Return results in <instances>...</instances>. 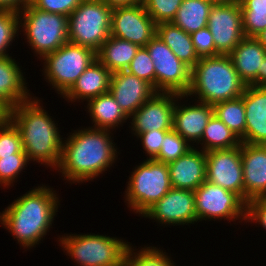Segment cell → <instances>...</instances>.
<instances>
[{
    "label": "cell",
    "instance_id": "cell-1",
    "mask_svg": "<svg viewBox=\"0 0 266 266\" xmlns=\"http://www.w3.org/2000/svg\"><path fill=\"white\" fill-rule=\"evenodd\" d=\"M75 131L64 140L57 170L70 183H83L107 171L118 155L110 130L88 127Z\"/></svg>",
    "mask_w": 266,
    "mask_h": 266
},
{
    "label": "cell",
    "instance_id": "cell-2",
    "mask_svg": "<svg viewBox=\"0 0 266 266\" xmlns=\"http://www.w3.org/2000/svg\"><path fill=\"white\" fill-rule=\"evenodd\" d=\"M59 198L53 189L38 186L0 212V223L24 248L39 245L58 212Z\"/></svg>",
    "mask_w": 266,
    "mask_h": 266
},
{
    "label": "cell",
    "instance_id": "cell-3",
    "mask_svg": "<svg viewBox=\"0 0 266 266\" xmlns=\"http://www.w3.org/2000/svg\"><path fill=\"white\" fill-rule=\"evenodd\" d=\"M40 104L37 97L35 99L31 96L29 100L13 107L8 112V118L20 132L28 161L33 160L56 170L61 161L64 141L57 123L52 121Z\"/></svg>",
    "mask_w": 266,
    "mask_h": 266
},
{
    "label": "cell",
    "instance_id": "cell-4",
    "mask_svg": "<svg viewBox=\"0 0 266 266\" xmlns=\"http://www.w3.org/2000/svg\"><path fill=\"white\" fill-rule=\"evenodd\" d=\"M246 86L229 55L202 57L191 69V85L186 95H198L197 101L214 105L240 97Z\"/></svg>",
    "mask_w": 266,
    "mask_h": 266
},
{
    "label": "cell",
    "instance_id": "cell-5",
    "mask_svg": "<svg viewBox=\"0 0 266 266\" xmlns=\"http://www.w3.org/2000/svg\"><path fill=\"white\" fill-rule=\"evenodd\" d=\"M78 266H124L128 242L99 234H71L58 240Z\"/></svg>",
    "mask_w": 266,
    "mask_h": 266
},
{
    "label": "cell",
    "instance_id": "cell-6",
    "mask_svg": "<svg viewBox=\"0 0 266 266\" xmlns=\"http://www.w3.org/2000/svg\"><path fill=\"white\" fill-rule=\"evenodd\" d=\"M19 18V27L23 28L29 46L40 58L69 42L67 16L45 12L27 4L19 13Z\"/></svg>",
    "mask_w": 266,
    "mask_h": 266
},
{
    "label": "cell",
    "instance_id": "cell-7",
    "mask_svg": "<svg viewBox=\"0 0 266 266\" xmlns=\"http://www.w3.org/2000/svg\"><path fill=\"white\" fill-rule=\"evenodd\" d=\"M112 9L101 0H83L68 16V40L98 52L110 36Z\"/></svg>",
    "mask_w": 266,
    "mask_h": 266
},
{
    "label": "cell",
    "instance_id": "cell-8",
    "mask_svg": "<svg viewBox=\"0 0 266 266\" xmlns=\"http://www.w3.org/2000/svg\"><path fill=\"white\" fill-rule=\"evenodd\" d=\"M135 168L127 182L125 200L133 212L143 215L172 186L165 163L147 159Z\"/></svg>",
    "mask_w": 266,
    "mask_h": 266
},
{
    "label": "cell",
    "instance_id": "cell-9",
    "mask_svg": "<svg viewBox=\"0 0 266 266\" xmlns=\"http://www.w3.org/2000/svg\"><path fill=\"white\" fill-rule=\"evenodd\" d=\"M41 59L45 79L63 96L97 57L92 49L68 42Z\"/></svg>",
    "mask_w": 266,
    "mask_h": 266
},
{
    "label": "cell",
    "instance_id": "cell-10",
    "mask_svg": "<svg viewBox=\"0 0 266 266\" xmlns=\"http://www.w3.org/2000/svg\"><path fill=\"white\" fill-rule=\"evenodd\" d=\"M145 47L154 64L155 89L186 94L191 85V69L157 35Z\"/></svg>",
    "mask_w": 266,
    "mask_h": 266
},
{
    "label": "cell",
    "instance_id": "cell-11",
    "mask_svg": "<svg viewBox=\"0 0 266 266\" xmlns=\"http://www.w3.org/2000/svg\"><path fill=\"white\" fill-rule=\"evenodd\" d=\"M194 194L197 222L207 219L246 221V203L237 194L207 180L194 191Z\"/></svg>",
    "mask_w": 266,
    "mask_h": 266
},
{
    "label": "cell",
    "instance_id": "cell-12",
    "mask_svg": "<svg viewBox=\"0 0 266 266\" xmlns=\"http://www.w3.org/2000/svg\"><path fill=\"white\" fill-rule=\"evenodd\" d=\"M207 28L210 30L217 55H229L245 37L239 1L230 4H213Z\"/></svg>",
    "mask_w": 266,
    "mask_h": 266
},
{
    "label": "cell",
    "instance_id": "cell-13",
    "mask_svg": "<svg viewBox=\"0 0 266 266\" xmlns=\"http://www.w3.org/2000/svg\"><path fill=\"white\" fill-rule=\"evenodd\" d=\"M156 34L157 24L148 15L143 3L112 9L111 36L145 47Z\"/></svg>",
    "mask_w": 266,
    "mask_h": 266
},
{
    "label": "cell",
    "instance_id": "cell-14",
    "mask_svg": "<svg viewBox=\"0 0 266 266\" xmlns=\"http://www.w3.org/2000/svg\"><path fill=\"white\" fill-rule=\"evenodd\" d=\"M206 180L237 194L244 201L241 147L206 152Z\"/></svg>",
    "mask_w": 266,
    "mask_h": 266
},
{
    "label": "cell",
    "instance_id": "cell-15",
    "mask_svg": "<svg viewBox=\"0 0 266 266\" xmlns=\"http://www.w3.org/2000/svg\"><path fill=\"white\" fill-rule=\"evenodd\" d=\"M142 217L154 219L165 226L194 224L197 222L194 191L172 187Z\"/></svg>",
    "mask_w": 266,
    "mask_h": 266
},
{
    "label": "cell",
    "instance_id": "cell-16",
    "mask_svg": "<svg viewBox=\"0 0 266 266\" xmlns=\"http://www.w3.org/2000/svg\"><path fill=\"white\" fill-rule=\"evenodd\" d=\"M176 101L177 93L157 92L129 117L132 118L133 134L138 136L152 130H172Z\"/></svg>",
    "mask_w": 266,
    "mask_h": 266
},
{
    "label": "cell",
    "instance_id": "cell-17",
    "mask_svg": "<svg viewBox=\"0 0 266 266\" xmlns=\"http://www.w3.org/2000/svg\"><path fill=\"white\" fill-rule=\"evenodd\" d=\"M109 91L128 117L158 92L151 83L126 70L111 74Z\"/></svg>",
    "mask_w": 266,
    "mask_h": 266
},
{
    "label": "cell",
    "instance_id": "cell-18",
    "mask_svg": "<svg viewBox=\"0 0 266 266\" xmlns=\"http://www.w3.org/2000/svg\"><path fill=\"white\" fill-rule=\"evenodd\" d=\"M244 202L266 197V145L241 142Z\"/></svg>",
    "mask_w": 266,
    "mask_h": 266
},
{
    "label": "cell",
    "instance_id": "cell-19",
    "mask_svg": "<svg viewBox=\"0 0 266 266\" xmlns=\"http://www.w3.org/2000/svg\"><path fill=\"white\" fill-rule=\"evenodd\" d=\"M186 94H177L175 102L173 129L188 143L201 142L208 121L214 114L213 105L197 101L195 105H177L179 98H185Z\"/></svg>",
    "mask_w": 266,
    "mask_h": 266
},
{
    "label": "cell",
    "instance_id": "cell-20",
    "mask_svg": "<svg viewBox=\"0 0 266 266\" xmlns=\"http://www.w3.org/2000/svg\"><path fill=\"white\" fill-rule=\"evenodd\" d=\"M195 148L167 164L171 186L195 191L206 180V152Z\"/></svg>",
    "mask_w": 266,
    "mask_h": 266
},
{
    "label": "cell",
    "instance_id": "cell-21",
    "mask_svg": "<svg viewBox=\"0 0 266 266\" xmlns=\"http://www.w3.org/2000/svg\"><path fill=\"white\" fill-rule=\"evenodd\" d=\"M245 143L266 145V89L247 85L243 94Z\"/></svg>",
    "mask_w": 266,
    "mask_h": 266
},
{
    "label": "cell",
    "instance_id": "cell-22",
    "mask_svg": "<svg viewBox=\"0 0 266 266\" xmlns=\"http://www.w3.org/2000/svg\"><path fill=\"white\" fill-rule=\"evenodd\" d=\"M229 57L246 85L259 84V67L266 58V49L256 37H244Z\"/></svg>",
    "mask_w": 266,
    "mask_h": 266
},
{
    "label": "cell",
    "instance_id": "cell-23",
    "mask_svg": "<svg viewBox=\"0 0 266 266\" xmlns=\"http://www.w3.org/2000/svg\"><path fill=\"white\" fill-rule=\"evenodd\" d=\"M26 84L15 59L11 56L0 57V105L7 112L31 98Z\"/></svg>",
    "mask_w": 266,
    "mask_h": 266
},
{
    "label": "cell",
    "instance_id": "cell-24",
    "mask_svg": "<svg viewBox=\"0 0 266 266\" xmlns=\"http://www.w3.org/2000/svg\"><path fill=\"white\" fill-rule=\"evenodd\" d=\"M111 72L98 59L79 76L72 87L63 95V98L75 102L97 97L109 91Z\"/></svg>",
    "mask_w": 266,
    "mask_h": 266
},
{
    "label": "cell",
    "instance_id": "cell-25",
    "mask_svg": "<svg viewBox=\"0 0 266 266\" xmlns=\"http://www.w3.org/2000/svg\"><path fill=\"white\" fill-rule=\"evenodd\" d=\"M87 102V109L94 123L93 128L115 129L129 118L110 91L91 98Z\"/></svg>",
    "mask_w": 266,
    "mask_h": 266
},
{
    "label": "cell",
    "instance_id": "cell-26",
    "mask_svg": "<svg viewBox=\"0 0 266 266\" xmlns=\"http://www.w3.org/2000/svg\"><path fill=\"white\" fill-rule=\"evenodd\" d=\"M190 69H192L199 60L195 52L191 36L184 30L174 25L172 22H163L157 24L156 34Z\"/></svg>",
    "mask_w": 266,
    "mask_h": 266
},
{
    "label": "cell",
    "instance_id": "cell-27",
    "mask_svg": "<svg viewBox=\"0 0 266 266\" xmlns=\"http://www.w3.org/2000/svg\"><path fill=\"white\" fill-rule=\"evenodd\" d=\"M138 49V45L110 35L96 57L111 73H115L127 69Z\"/></svg>",
    "mask_w": 266,
    "mask_h": 266
},
{
    "label": "cell",
    "instance_id": "cell-28",
    "mask_svg": "<svg viewBox=\"0 0 266 266\" xmlns=\"http://www.w3.org/2000/svg\"><path fill=\"white\" fill-rule=\"evenodd\" d=\"M212 6L210 0H183L172 23L188 34L196 32L207 27Z\"/></svg>",
    "mask_w": 266,
    "mask_h": 266
},
{
    "label": "cell",
    "instance_id": "cell-29",
    "mask_svg": "<svg viewBox=\"0 0 266 266\" xmlns=\"http://www.w3.org/2000/svg\"><path fill=\"white\" fill-rule=\"evenodd\" d=\"M202 151L230 149L240 146L241 140L215 114L205 127L201 138Z\"/></svg>",
    "mask_w": 266,
    "mask_h": 266
},
{
    "label": "cell",
    "instance_id": "cell-30",
    "mask_svg": "<svg viewBox=\"0 0 266 266\" xmlns=\"http://www.w3.org/2000/svg\"><path fill=\"white\" fill-rule=\"evenodd\" d=\"M213 108L214 114L237 135L241 142H245L246 118L243 96L218 102Z\"/></svg>",
    "mask_w": 266,
    "mask_h": 266
},
{
    "label": "cell",
    "instance_id": "cell-31",
    "mask_svg": "<svg viewBox=\"0 0 266 266\" xmlns=\"http://www.w3.org/2000/svg\"><path fill=\"white\" fill-rule=\"evenodd\" d=\"M129 245L124 266H175L166 252L156 247H143L137 253ZM172 262V263H171Z\"/></svg>",
    "mask_w": 266,
    "mask_h": 266
},
{
    "label": "cell",
    "instance_id": "cell-32",
    "mask_svg": "<svg viewBox=\"0 0 266 266\" xmlns=\"http://www.w3.org/2000/svg\"><path fill=\"white\" fill-rule=\"evenodd\" d=\"M193 147L172 129L164 136L159 154L153 160L169 164L185 155Z\"/></svg>",
    "mask_w": 266,
    "mask_h": 266
},
{
    "label": "cell",
    "instance_id": "cell-33",
    "mask_svg": "<svg viewBox=\"0 0 266 266\" xmlns=\"http://www.w3.org/2000/svg\"><path fill=\"white\" fill-rule=\"evenodd\" d=\"M12 154H25V152L19 130L9 118H6L0 124V158Z\"/></svg>",
    "mask_w": 266,
    "mask_h": 266
},
{
    "label": "cell",
    "instance_id": "cell-34",
    "mask_svg": "<svg viewBox=\"0 0 266 266\" xmlns=\"http://www.w3.org/2000/svg\"><path fill=\"white\" fill-rule=\"evenodd\" d=\"M183 0H143L148 15L156 24L172 22Z\"/></svg>",
    "mask_w": 266,
    "mask_h": 266
},
{
    "label": "cell",
    "instance_id": "cell-35",
    "mask_svg": "<svg viewBox=\"0 0 266 266\" xmlns=\"http://www.w3.org/2000/svg\"><path fill=\"white\" fill-rule=\"evenodd\" d=\"M19 13L0 10V57L9 56L7 50L20 30Z\"/></svg>",
    "mask_w": 266,
    "mask_h": 266
},
{
    "label": "cell",
    "instance_id": "cell-36",
    "mask_svg": "<svg viewBox=\"0 0 266 266\" xmlns=\"http://www.w3.org/2000/svg\"><path fill=\"white\" fill-rule=\"evenodd\" d=\"M126 71L151 83L155 88L154 64L146 47H139Z\"/></svg>",
    "mask_w": 266,
    "mask_h": 266
},
{
    "label": "cell",
    "instance_id": "cell-37",
    "mask_svg": "<svg viewBox=\"0 0 266 266\" xmlns=\"http://www.w3.org/2000/svg\"><path fill=\"white\" fill-rule=\"evenodd\" d=\"M28 162L26 154H12L0 158V185L11 186Z\"/></svg>",
    "mask_w": 266,
    "mask_h": 266
},
{
    "label": "cell",
    "instance_id": "cell-38",
    "mask_svg": "<svg viewBox=\"0 0 266 266\" xmlns=\"http://www.w3.org/2000/svg\"><path fill=\"white\" fill-rule=\"evenodd\" d=\"M196 54L199 58L216 56V47L210 30L201 28L190 34Z\"/></svg>",
    "mask_w": 266,
    "mask_h": 266
},
{
    "label": "cell",
    "instance_id": "cell-39",
    "mask_svg": "<svg viewBox=\"0 0 266 266\" xmlns=\"http://www.w3.org/2000/svg\"><path fill=\"white\" fill-rule=\"evenodd\" d=\"M242 27L246 37H256L266 28V12L241 10Z\"/></svg>",
    "mask_w": 266,
    "mask_h": 266
},
{
    "label": "cell",
    "instance_id": "cell-40",
    "mask_svg": "<svg viewBox=\"0 0 266 266\" xmlns=\"http://www.w3.org/2000/svg\"><path fill=\"white\" fill-rule=\"evenodd\" d=\"M83 0H34L31 4L42 11L69 16Z\"/></svg>",
    "mask_w": 266,
    "mask_h": 266
},
{
    "label": "cell",
    "instance_id": "cell-41",
    "mask_svg": "<svg viewBox=\"0 0 266 266\" xmlns=\"http://www.w3.org/2000/svg\"><path fill=\"white\" fill-rule=\"evenodd\" d=\"M169 131L170 130H152L142 132L137 136V138H140L142 142L143 149L147 155H149L147 159L152 160L159 154L164 136Z\"/></svg>",
    "mask_w": 266,
    "mask_h": 266
},
{
    "label": "cell",
    "instance_id": "cell-42",
    "mask_svg": "<svg viewBox=\"0 0 266 266\" xmlns=\"http://www.w3.org/2000/svg\"><path fill=\"white\" fill-rule=\"evenodd\" d=\"M246 222H256L266 229V197L249 200L246 203Z\"/></svg>",
    "mask_w": 266,
    "mask_h": 266
},
{
    "label": "cell",
    "instance_id": "cell-43",
    "mask_svg": "<svg viewBox=\"0 0 266 266\" xmlns=\"http://www.w3.org/2000/svg\"><path fill=\"white\" fill-rule=\"evenodd\" d=\"M27 4V0H0V10L20 13Z\"/></svg>",
    "mask_w": 266,
    "mask_h": 266
},
{
    "label": "cell",
    "instance_id": "cell-44",
    "mask_svg": "<svg viewBox=\"0 0 266 266\" xmlns=\"http://www.w3.org/2000/svg\"><path fill=\"white\" fill-rule=\"evenodd\" d=\"M241 10L266 12V0H240Z\"/></svg>",
    "mask_w": 266,
    "mask_h": 266
},
{
    "label": "cell",
    "instance_id": "cell-45",
    "mask_svg": "<svg viewBox=\"0 0 266 266\" xmlns=\"http://www.w3.org/2000/svg\"><path fill=\"white\" fill-rule=\"evenodd\" d=\"M106 3L109 7H123V6H133L143 3V0H101Z\"/></svg>",
    "mask_w": 266,
    "mask_h": 266
},
{
    "label": "cell",
    "instance_id": "cell-46",
    "mask_svg": "<svg viewBox=\"0 0 266 266\" xmlns=\"http://www.w3.org/2000/svg\"><path fill=\"white\" fill-rule=\"evenodd\" d=\"M257 86L266 89V58L259 67V84Z\"/></svg>",
    "mask_w": 266,
    "mask_h": 266
},
{
    "label": "cell",
    "instance_id": "cell-47",
    "mask_svg": "<svg viewBox=\"0 0 266 266\" xmlns=\"http://www.w3.org/2000/svg\"><path fill=\"white\" fill-rule=\"evenodd\" d=\"M256 38L259 40V42L263 45V47L266 49V28L260 32Z\"/></svg>",
    "mask_w": 266,
    "mask_h": 266
},
{
    "label": "cell",
    "instance_id": "cell-48",
    "mask_svg": "<svg viewBox=\"0 0 266 266\" xmlns=\"http://www.w3.org/2000/svg\"><path fill=\"white\" fill-rule=\"evenodd\" d=\"M213 4H230L235 3L240 0H210Z\"/></svg>",
    "mask_w": 266,
    "mask_h": 266
},
{
    "label": "cell",
    "instance_id": "cell-49",
    "mask_svg": "<svg viewBox=\"0 0 266 266\" xmlns=\"http://www.w3.org/2000/svg\"><path fill=\"white\" fill-rule=\"evenodd\" d=\"M8 118V112L0 105V124Z\"/></svg>",
    "mask_w": 266,
    "mask_h": 266
},
{
    "label": "cell",
    "instance_id": "cell-50",
    "mask_svg": "<svg viewBox=\"0 0 266 266\" xmlns=\"http://www.w3.org/2000/svg\"><path fill=\"white\" fill-rule=\"evenodd\" d=\"M28 4H31L34 0H27Z\"/></svg>",
    "mask_w": 266,
    "mask_h": 266
}]
</instances>
